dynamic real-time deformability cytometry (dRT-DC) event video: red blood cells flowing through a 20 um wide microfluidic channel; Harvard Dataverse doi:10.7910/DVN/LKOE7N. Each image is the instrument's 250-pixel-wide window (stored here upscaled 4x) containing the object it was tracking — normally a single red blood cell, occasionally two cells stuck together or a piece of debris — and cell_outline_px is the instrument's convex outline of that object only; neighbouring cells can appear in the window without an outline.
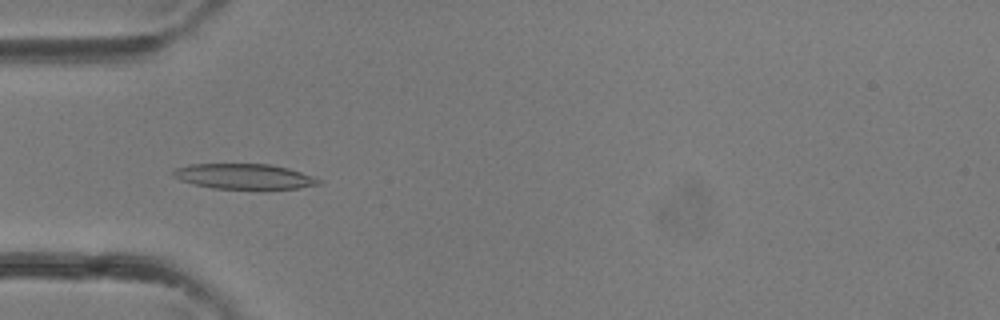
{"species": "common noctule bat (a hibernating species)", "species_latin": "Nyctalus noctula", "temperature_condition": "room temperature", "stored_images_in_passage": 36, "camera_frame_rate_fps": 3000, "um_per_image_px": 0.085, "animal": {"sex": "female"}, "frame": {"image": 1, "passage_image": 12, "time_ms": 3.667, "image_size_px": [1000, 320], "cell_outline_px": [[324, 180], [320, 184], [300, 188], [212, 188], [180, 180], [172, 176], [172, 172], [176, 168], [188, 164], [272, 164], [288, 168]], "centroid_in_image_um": [20.76, 14.98], "position_along_channel_um": 64.2, "area_um2": 21.21}}
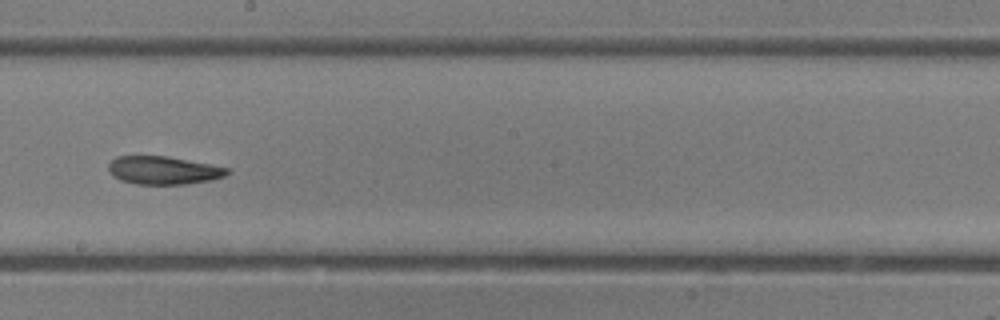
{"frame": {"image": 2, "passage_image": 21, "time_ms": 6.667, "image_size_px": [1000, 320], "cell_outline_px": [[232, 172], [224, 176], [212, 180], [188, 184], [136, 184], [120, 180], [112, 176], [108, 172], [108, 164], [116, 156], [168, 156], [212, 164], [228, 168]], "centroid_in_image_um": [13.9, 14.47], "position_along_channel_um": 234.3, "area_um2": 19.71}}
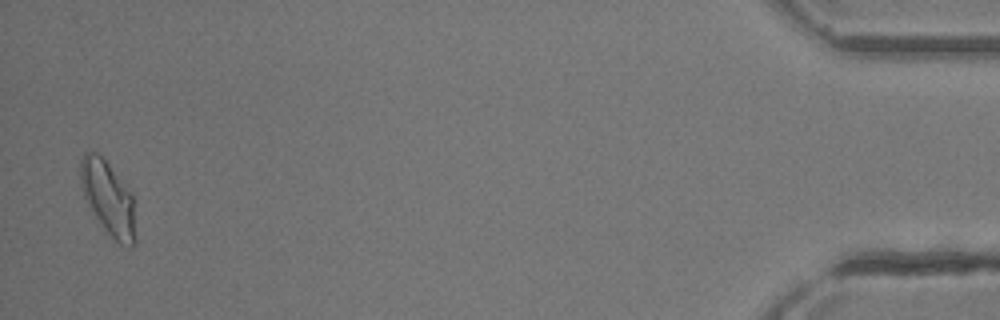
{"frame": {"image": 3, "passage_image": 36, "time_ms": 11.667, "image_size_px": [1000, 320], "cell_outline_px": [[136, 244], [132, 248], [120, 244], [104, 228], [92, 212], [84, 196], [80, 184], [80, 160], [84, 152], [96, 152], [108, 164], [132, 192], [136, 240]], "centroid_in_image_um": [9.2, 16.86], "position_along_channel_um": 426.0, "area_um2": 23.58}}